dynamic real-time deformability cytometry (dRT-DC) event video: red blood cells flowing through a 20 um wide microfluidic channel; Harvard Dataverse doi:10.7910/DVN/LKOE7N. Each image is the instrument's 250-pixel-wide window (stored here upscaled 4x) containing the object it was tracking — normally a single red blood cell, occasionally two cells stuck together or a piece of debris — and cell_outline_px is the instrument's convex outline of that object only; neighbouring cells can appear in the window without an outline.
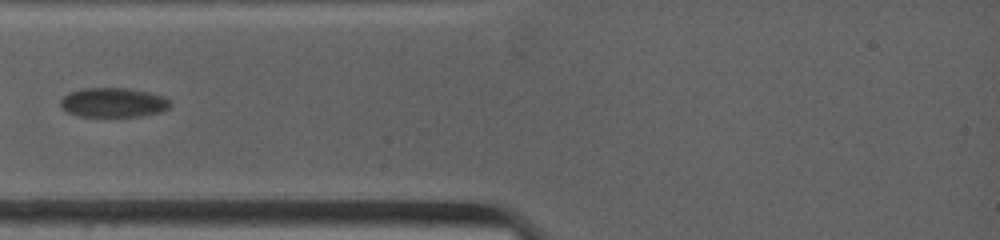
{"species": "common noctule bat (a hibernating species)", "species_latin": "Nyctalus noctula", "temperature_condition": "warm", "stored_images_in_passage": 3, "camera_frame_rate_fps": 4500, "um_per_image_px": 0.085, "animal": {"sex": "female", "body_mass_g": 19.0, "forearm_length_mm": 53.3}, "frame": {"image": 1, "passage_image": 2, "time_ms": 0.667, "image_size_px": [1000, 240], "cell_outline_px": [[172, 104], [164, 112], [140, 116], [80, 116], [68, 112], [60, 104], [60, 100], [68, 92], [80, 88], [128, 88], [148, 92], [160, 96], [168, 100]], "centroid_in_image_um": [9.63, 8.71], "position_along_channel_um": 75.4, "area_um2": 18.79}}